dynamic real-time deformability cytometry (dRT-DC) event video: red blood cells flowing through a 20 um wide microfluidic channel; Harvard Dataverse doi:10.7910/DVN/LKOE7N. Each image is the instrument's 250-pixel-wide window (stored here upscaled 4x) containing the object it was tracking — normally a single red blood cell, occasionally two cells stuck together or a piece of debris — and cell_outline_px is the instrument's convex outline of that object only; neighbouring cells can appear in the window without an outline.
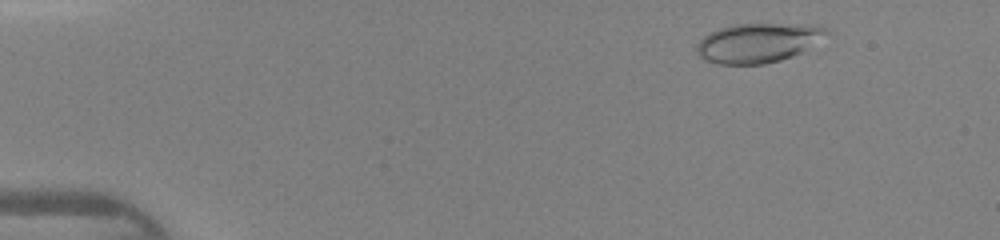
{"species": "human", "species_latin": "Homo sapiens", "temperature_condition": "warm", "stored_images_in_passage": 46, "camera_frame_rate_fps": 3000, "um_per_image_px": 0.085, "donor": {"sex": "female"}, "frame": {"image": 1, "passage_image": 6, "time_ms": 1.667, "image_size_px": [1000, 240], "cell_outline_px": [[832, 32], [800, 52], [792, 56], [780, 60], [764, 64], [720, 64], [704, 60], [696, 52], [696, 44], [708, 32], [732, 24], [812, 24], [828, 28]], "centroid_in_image_um": [64.42, 3.62], "position_along_channel_um": 20.6, "area_um2": 29.88}}
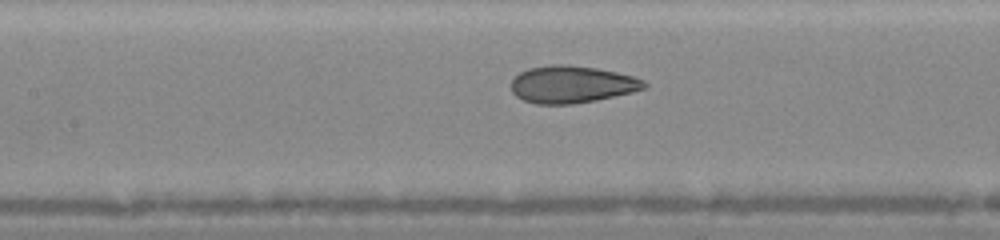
{"frame": {"image": 2, "passage_image": 22, "time_ms": 7.0, "image_size_px": [1000, 240], "cell_outline_px": [[648, 88], [632, 92], [596, 100], [572, 104], [536, 104], [524, 100], [516, 96], [512, 92], [512, 80], [520, 72], [528, 68], [552, 64], [564, 64], [596, 68], [616, 72], [632, 76], [644, 80], [648, 84]], "centroid_in_image_um": [48.62, 7.17], "position_along_channel_um": 158.8, "area_um2": 28.84}}
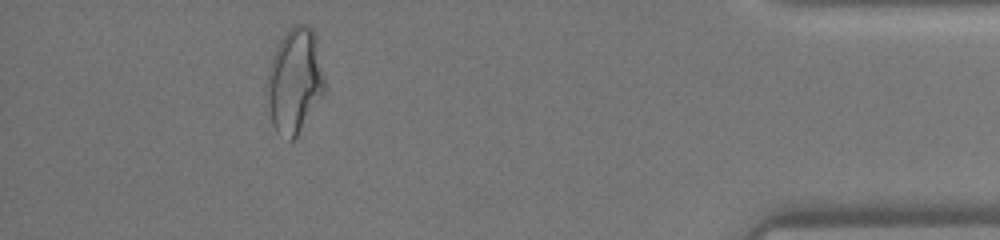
{"frame": {"image": 3, "passage_image": 42, "time_ms": 13.667, "image_size_px": [1000, 240], "cell_outline_px": [[324, 92], [296, 136], [292, 140], [288, 140], [276, 132], [272, 124], [264, 92], [268, 68], [272, 56], [284, 32], [288, 28], [296, 24], [308, 24], [316, 32], [324, 76]], "centroid_in_image_um": [25.01, 6.81], "position_along_channel_um": 410.2, "area_um2": 35.72}}